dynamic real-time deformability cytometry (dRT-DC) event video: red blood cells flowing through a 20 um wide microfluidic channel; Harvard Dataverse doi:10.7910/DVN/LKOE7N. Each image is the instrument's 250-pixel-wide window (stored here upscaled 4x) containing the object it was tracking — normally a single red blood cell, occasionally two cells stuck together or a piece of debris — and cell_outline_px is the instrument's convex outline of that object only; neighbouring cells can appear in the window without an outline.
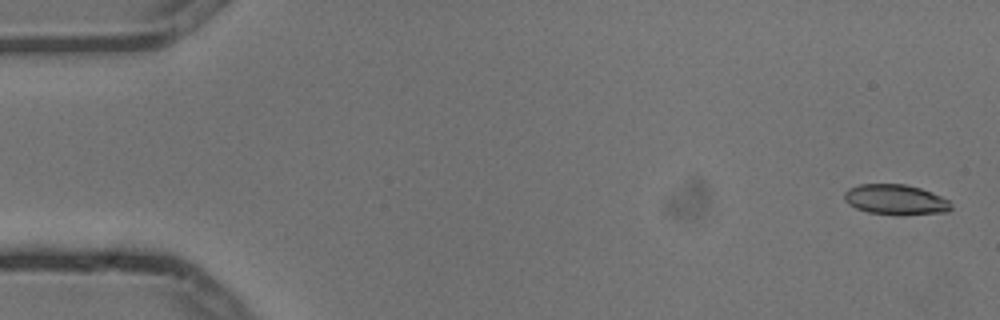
{"species": "common noctule bat (a hibernating species)", "species_latin": "Nyctalus noctula", "temperature_condition": "cold", "stored_images_in_passage": 5, "camera_frame_rate_fps": 3000, "um_per_image_px": 0.085, "animal": {"sex": "male", "body_mass_g": 13.3}, "frame": {"image": 1, "passage_image": 1, "time_ms": 0.0, "image_size_px": [1000, 320], "cell_outline_px": [[952, 208], [948, 212], [904, 216], [896, 216], [868, 212], [856, 208], [848, 204], [844, 200], [844, 192], [848, 188], [860, 184], [904, 184], [920, 188], [932, 192], [948, 200]], "centroid_in_image_um": [76.12, 16.99], "position_along_channel_um": 8.9, "area_um2": 19.19}}
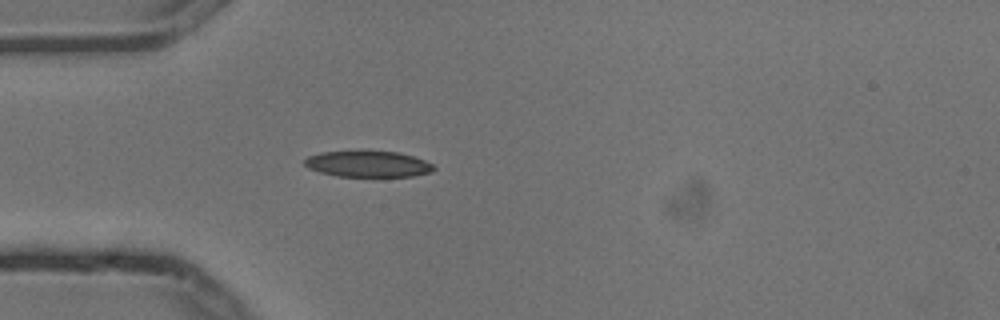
{"frame": {"image": 2, "passage_image": 5, "time_ms": 1.333, "image_size_px": [1000, 320], "cell_outline_px": [[436, 168], [432, 172], [412, 176], [336, 176], [320, 172], [308, 168], [304, 164], [304, 160], [308, 156], [320, 152], [360, 148], [400, 152], [424, 160], [432, 164]], "centroid_in_image_um": [31.24, 13.89], "position_along_channel_um": 53.8, "area_um2": 20.52}}